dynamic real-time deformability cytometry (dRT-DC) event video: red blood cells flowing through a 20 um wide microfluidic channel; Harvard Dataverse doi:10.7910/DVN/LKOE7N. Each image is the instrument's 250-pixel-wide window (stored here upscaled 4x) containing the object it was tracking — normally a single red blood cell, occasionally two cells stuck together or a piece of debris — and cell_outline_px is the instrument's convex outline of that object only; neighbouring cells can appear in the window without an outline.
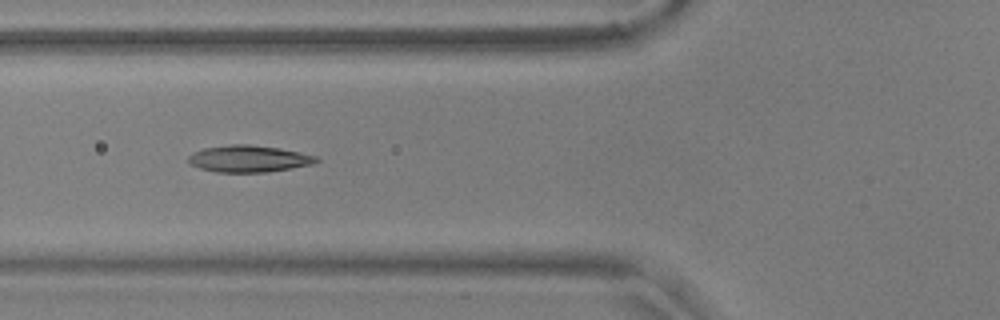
{"species": "common noctule bat (a hibernating species)", "species_latin": "Nyctalus noctula", "temperature_condition": "warm", "stored_images_in_passage": 55, "camera_frame_rate_fps": 3000, "um_per_image_px": 0.085, "animal": {"sex": "male", "body_mass_g": 17.9, "forearm_length_mm": 54.2}, "frame": {"image": 1, "passage_image": 21, "time_ms": 6.667, "image_size_px": [1000, 320], "cell_outline_px": [[320, 160], [312, 164], [268, 172], [216, 172], [200, 168], [192, 164], [188, 160], [188, 156], [192, 152], [204, 148], [232, 144], [248, 144], [280, 148], [316, 156]], "centroid_in_image_um": [21.13, 13.49], "position_along_channel_um": 104.7, "area_um2": 19.83}}
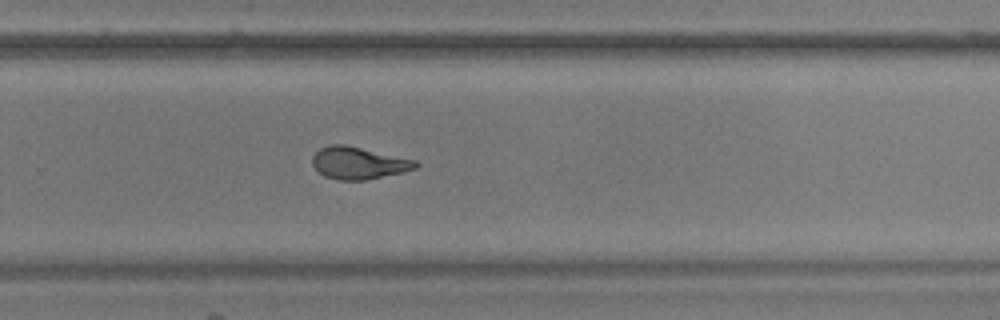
{"frame": {"image": 2, "passage_image": 37, "time_ms": 12.0, "image_size_px": [1000, 320], "cell_outline_px": [[420, 164], [416, 168], [404, 172], [364, 180], [336, 180], [324, 176], [312, 164], [312, 156], [320, 148], [332, 144], [344, 144], [416, 160]], "centroid_in_image_um": [30.48, 13.86], "position_along_channel_um": 299.3, "area_um2": 19.31}}
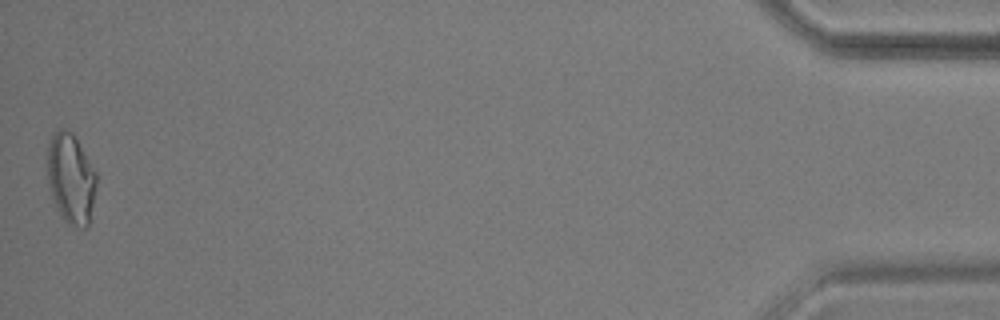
{"frame": {"image": 3, "passage_image": 55, "time_ms": 18.0, "image_size_px": [1000, 320], "cell_outline_px": [[96, 188], [88, 228], [84, 228], [64, 220], [60, 216], [52, 200], [48, 184], [48, 144], [52, 136], [60, 128], [64, 128], [72, 132], [96, 172]], "centroid_in_image_um": [6.02, 15.19], "position_along_channel_um": 429.2, "area_um2": 25.61}, "authors_computed_cell_mechanics": {"area_um2": 19.4786, "velocity_mm_per_s": 3.6454, "shape_relaxation_time_tau1_ms": 6.9063, "shape_relaxation_time_tau2_ms": 1.5662, "deformation_change_tau1": 0.212, "deformation_change_tau2": 0.0904}}